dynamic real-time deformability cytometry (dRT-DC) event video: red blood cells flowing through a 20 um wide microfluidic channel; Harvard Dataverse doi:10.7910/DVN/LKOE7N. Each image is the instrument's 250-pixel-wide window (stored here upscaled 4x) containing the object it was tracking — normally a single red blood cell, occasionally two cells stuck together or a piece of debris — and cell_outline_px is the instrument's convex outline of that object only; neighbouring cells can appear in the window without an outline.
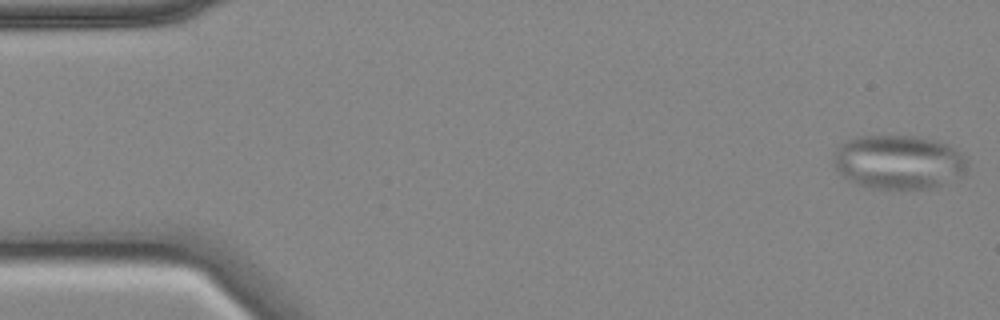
{"species": "common noctule bat (a hibernating species)", "species_latin": "Nyctalus noctula", "temperature_condition": "cold", "stored_images_in_passage": 24, "camera_frame_rate_fps": 3000, "um_per_image_px": 0.085, "animal": {"sex": "female", "body_mass_g": 18.4}, "frame": {"image": 1, "passage_image": 1, "time_ms": 0.0, "image_size_px": [1000, 320], "cell_outline_px": [[968, 168], [960, 176], [932, 188], [872, 188], [860, 184], [844, 176], [836, 168], [832, 160], [832, 156], [836, 148], [840, 144], [856, 136], [920, 136], [936, 140], [948, 144], [960, 152], [968, 160]], "centroid_in_image_um": [76.39, 13.75], "position_along_channel_um": 8.6, "area_um2": 42.08}}